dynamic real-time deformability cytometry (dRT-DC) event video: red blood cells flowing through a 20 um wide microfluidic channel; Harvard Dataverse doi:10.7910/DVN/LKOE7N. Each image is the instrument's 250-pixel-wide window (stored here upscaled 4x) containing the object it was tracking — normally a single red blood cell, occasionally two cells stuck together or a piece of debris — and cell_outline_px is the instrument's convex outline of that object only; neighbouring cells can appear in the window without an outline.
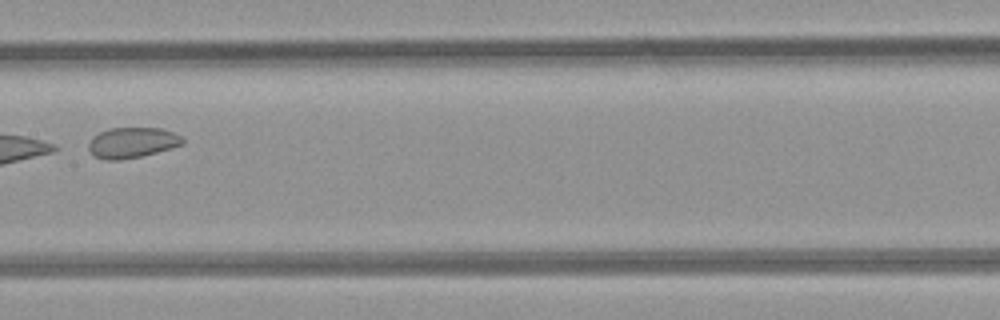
{"species": "common noctule bat (a hibernating species)", "species_latin": "Nyctalus noctula", "temperature_condition": "room temperature", "stored_images_in_passage": 5, "camera_frame_rate_fps": 3000, "um_per_image_px": 0.085, "animal": {"sex": "female", "body_mass_g": 21.9}, "frame": {"image": 1, "passage_image": 4, "time_ms": 3.333, "image_size_px": [1000, 320], "cell_outline_px": [[184, 144], [156, 152], [140, 156], [120, 160], [104, 160], [92, 156], [88, 148], [88, 144], [92, 136], [108, 128], [164, 128], [184, 136]], "centroid_in_image_um": [11.23, 12.12], "position_along_channel_um": 196.2, "area_um2": 16.99}}
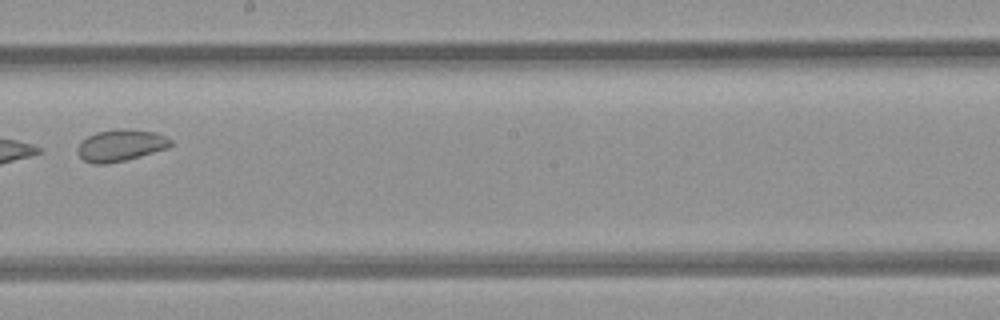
{"frame": {"image": 2, "passage_image": 5, "time_ms": 4.333, "image_size_px": [1000, 320], "cell_outline_px": [[172, 144], [168, 148], [140, 156], [108, 164], [92, 164], [84, 160], [80, 156], [80, 144], [88, 136], [96, 132], [116, 128], [128, 128], [156, 132], [172, 140]], "centroid_in_image_um": [10.3, 12.34], "position_along_channel_um": 237.9, "area_um2": 17.11}}